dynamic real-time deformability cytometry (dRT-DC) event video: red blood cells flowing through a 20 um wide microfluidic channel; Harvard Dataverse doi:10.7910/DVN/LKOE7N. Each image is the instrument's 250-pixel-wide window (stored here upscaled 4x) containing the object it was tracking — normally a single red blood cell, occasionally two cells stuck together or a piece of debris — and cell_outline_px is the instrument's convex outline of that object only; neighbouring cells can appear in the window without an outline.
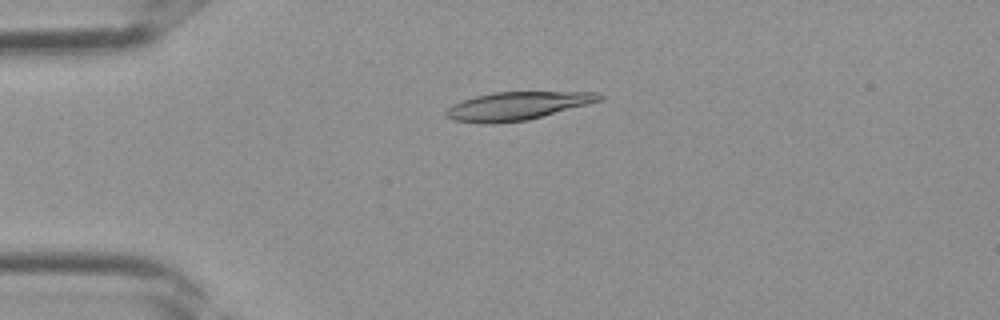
{"species": "Egyptian fruit bat (a non-hibernating species)", "species_latin": "Rousettus aegyptiacus", "temperature_condition": "room temperature", "stored_images_in_passage": 37, "camera_frame_rate_fps": 3000, "um_per_image_px": 0.085, "frame": {"image": 1, "passage_image": 9, "time_ms": 2.667, "image_size_px": [1000, 320], "cell_outline_px": [[604, 96], [600, 100], [588, 104], [528, 120], [492, 124], [488, 124], [452, 120], [444, 116], [444, 112], [452, 104], [476, 96], [492, 92], [600, 92]], "centroid_in_image_um": [43.93, 9.01], "position_along_channel_um": 41.1, "area_um2": 25.14}}
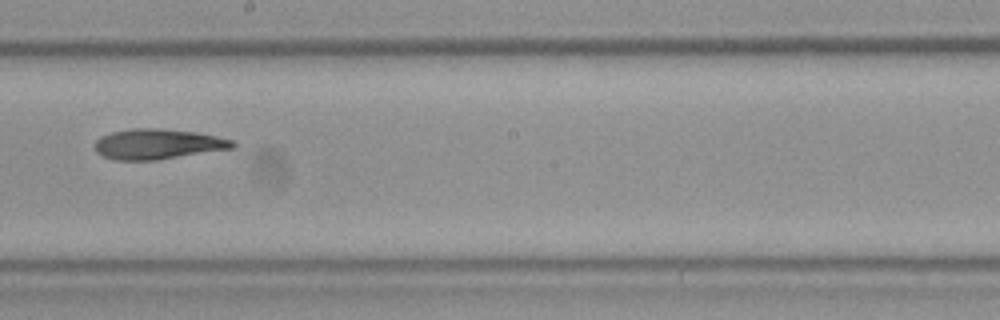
{"frame": {"image": 2, "passage_image": 21, "time_ms": 6.667, "image_size_px": [1000, 320], "cell_outline_px": [[236, 148], [156, 160], [112, 160], [100, 156], [96, 152], [92, 144], [100, 136], [112, 132], [132, 128], [160, 128], [196, 132], [216, 136], [232, 140], [236, 144]], "centroid_in_image_um": [13.37, 12.25], "position_along_channel_um": 234.8, "area_um2": 24.68}}
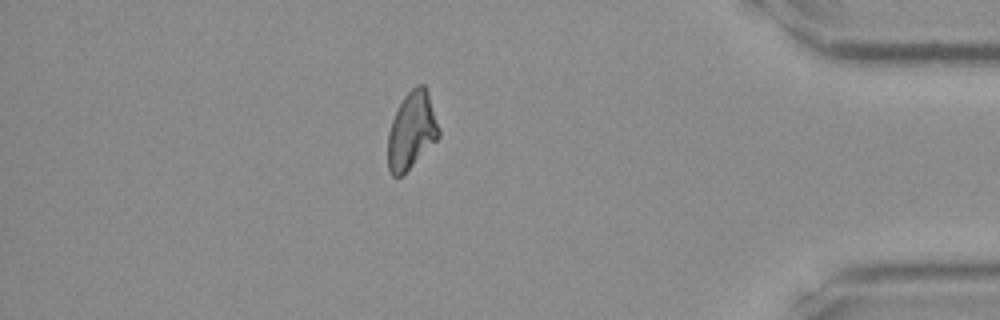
{"frame": {"image": 3, "passage_image": 32, "time_ms": 10.333, "image_size_px": [1000, 320], "cell_outline_px": [[440, 136], [400, 176], [392, 176], [388, 168], [388, 132], [392, 120], [404, 96], [416, 84], [424, 84], [428, 92], [440, 128]], "centroid_in_image_um": [34.99, 11.06], "position_along_channel_um": 400.2, "area_um2": 22.48}}